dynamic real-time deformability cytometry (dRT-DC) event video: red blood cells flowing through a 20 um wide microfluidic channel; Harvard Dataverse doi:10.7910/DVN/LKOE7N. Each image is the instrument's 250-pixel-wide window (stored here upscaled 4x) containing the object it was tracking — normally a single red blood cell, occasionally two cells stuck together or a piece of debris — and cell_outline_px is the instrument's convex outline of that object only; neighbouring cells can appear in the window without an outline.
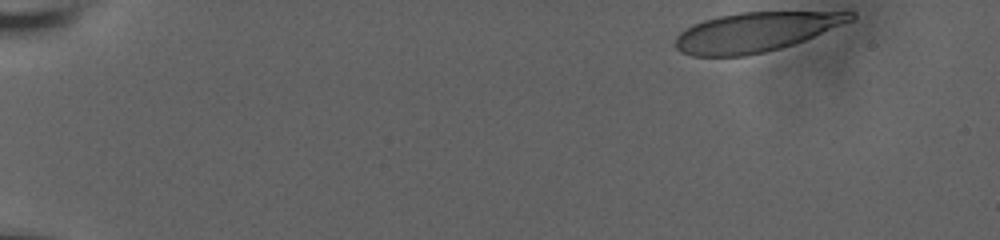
{"species": "human", "species_latin": "Homo sapiens", "temperature_condition": "room temperature", "stored_images_in_passage": 11, "camera_frame_rate_fps": 3000, "um_per_image_px": 0.085, "donor": {"sex": "male"}, "frame": {"image": 1, "passage_image": 1, "time_ms": 0.0, "image_size_px": [1000, 240], "cell_outline_px": [[856, 16], [852, 20], [804, 40], [780, 48], [764, 52], [744, 56], [692, 56], [680, 52], [672, 44], [676, 36], [680, 32], [692, 24], [704, 20], [720, 16], [740, 12], [856, 12]], "centroid_in_image_um": [64.15, 2.73], "position_along_channel_um": 20.9, "area_um2": 40.0}}
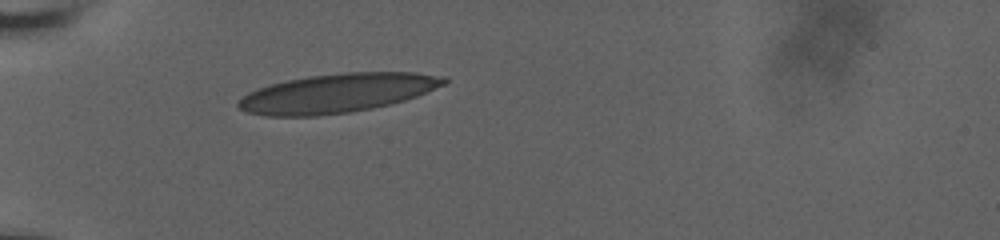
{"frame": {"image": 2, "passage_image": 7, "time_ms": 2.0, "image_size_px": [1000, 240], "cell_outline_px": [[448, 84], [416, 96], [404, 100], [372, 108], [348, 112], [316, 116], [264, 116], [248, 112], [240, 108], [236, 104], [248, 92], [272, 84], [288, 80], [308, 76], [344, 72], [416, 72], [444, 76], [448, 80]], "centroid_in_image_um": [28.71, 7.91], "position_along_channel_um": 56.3, "area_um2": 46.53}}
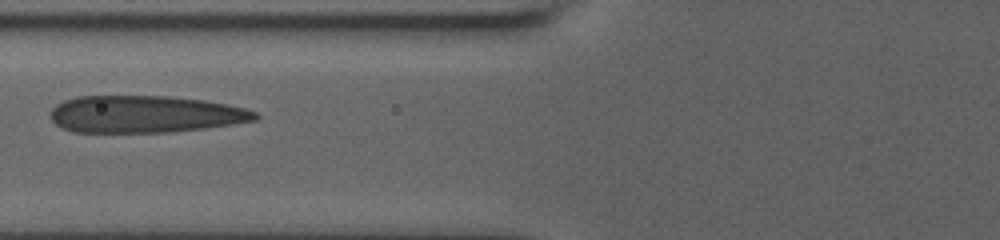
{"frame": {"image": 3, "passage_image": 10, "time_ms": 3.0, "image_size_px": [1000, 240], "cell_outline_px": [[260, 116], [256, 120], [232, 124], [204, 128], [172, 132], [72, 132], [56, 124], [52, 120], [52, 108], [56, 104], [64, 100], [76, 96], [168, 96], [204, 100], [244, 108], [256, 112]], "centroid_in_image_um": [12.32, 9.7], "position_along_channel_um": 113.5, "area_um2": 44.16}}